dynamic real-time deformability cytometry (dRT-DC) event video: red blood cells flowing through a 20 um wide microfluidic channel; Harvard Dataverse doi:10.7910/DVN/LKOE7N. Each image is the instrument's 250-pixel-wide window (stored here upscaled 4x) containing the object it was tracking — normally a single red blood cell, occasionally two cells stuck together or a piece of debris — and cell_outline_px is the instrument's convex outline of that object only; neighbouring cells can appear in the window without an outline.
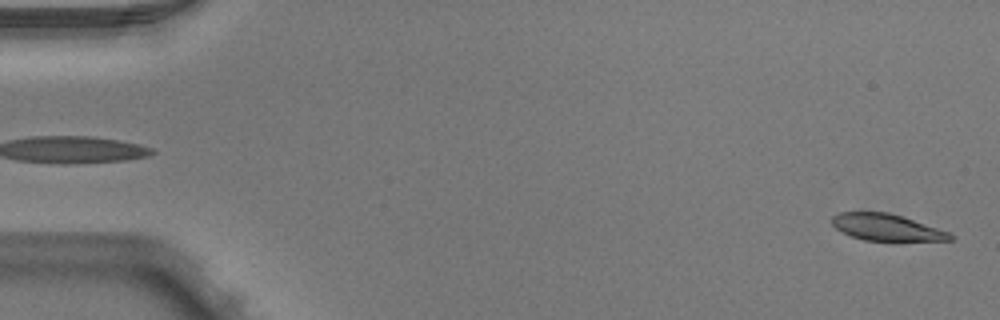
{"species": "Egyptian fruit bat (a non-hibernating species)", "species_latin": "Rousettus aegyptiacus", "temperature_condition": "warm", "stored_images_in_passage": 3, "camera_frame_rate_fps": 3000, "um_per_image_px": 0.085, "animal": {"sex": "male"}, "frame": {"image": 1, "passage_image": 3, "time_ms": 0.667, "image_size_px": [1000, 320], "cell_outline_px": [[952, 240], [864, 240], [852, 236], [836, 228], [832, 224], [832, 216], [840, 212], [888, 212], [952, 232]], "centroid_in_image_um": [75.36, 19.31], "position_along_channel_um": 9.6, "area_um2": 18.03}}